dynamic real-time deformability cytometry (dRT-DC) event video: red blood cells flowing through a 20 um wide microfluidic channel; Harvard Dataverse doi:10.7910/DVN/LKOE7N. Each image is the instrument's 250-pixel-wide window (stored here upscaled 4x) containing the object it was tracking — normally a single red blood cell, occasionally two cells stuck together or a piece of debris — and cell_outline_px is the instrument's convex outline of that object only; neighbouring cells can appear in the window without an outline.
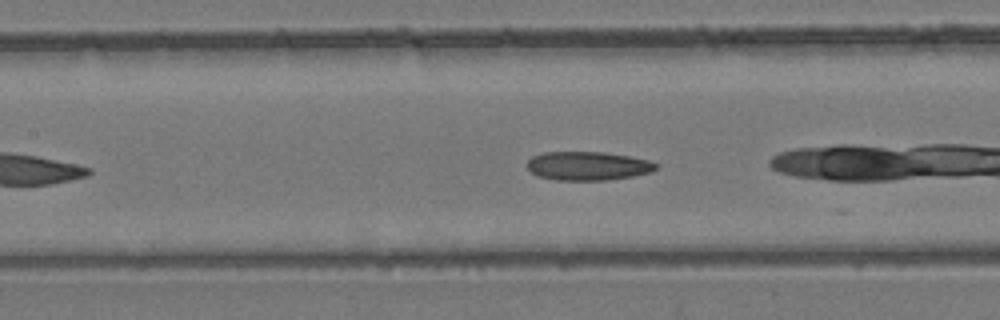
{"species": "common noctule bat (a hibernating species)", "species_latin": "Nyctalus noctula", "temperature_condition": "room temperature", "stored_images_in_passage": 12, "camera_frame_rate_fps": 3000, "um_per_image_px": 0.085, "animal": {"sex": "female", "body_mass_g": 24.6, "forearm_length_mm": 56.2}, "frame": {"image": 1, "passage_image": 7, "time_ms": 2.0, "image_size_px": [1000, 320], "cell_outline_px": [[660, 164], [652, 172], [632, 176], [604, 180], [556, 180], [540, 176], [532, 172], [528, 168], [528, 160], [532, 156], [544, 152], [604, 152], [628, 156], [648, 160]], "centroid_in_image_um": [49.99, 14.1], "position_along_channel_um": 157.4, "area_um2": 21.44}}
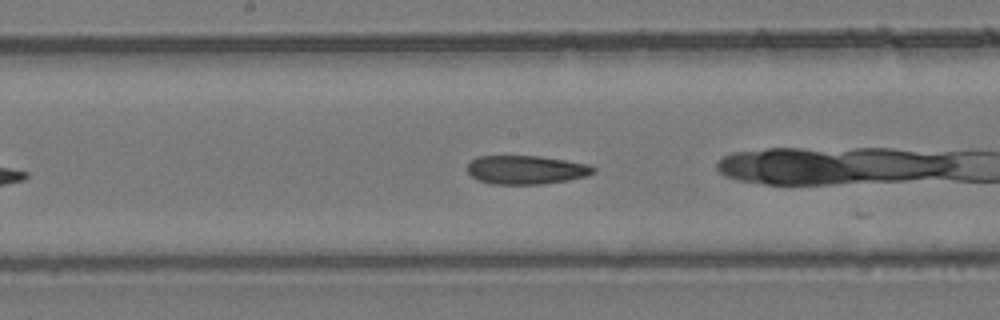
{"frame": {"image": 2, "passage_image": 10, "time_ms": 3.0, "image_size_px": [1000, 320], "cell_outline_px": [[596, 172], [588, 176], [568, 180], [544, 184], [492, 184], [476, 180], [468, 172], [468, 164], [476, 156], [540, 156], [588, 164], [596, 168]], "centroid_in_image_um": [44.73, 14.44], "position_along_channel_um": 203.5, "area_um2": 21.21}}